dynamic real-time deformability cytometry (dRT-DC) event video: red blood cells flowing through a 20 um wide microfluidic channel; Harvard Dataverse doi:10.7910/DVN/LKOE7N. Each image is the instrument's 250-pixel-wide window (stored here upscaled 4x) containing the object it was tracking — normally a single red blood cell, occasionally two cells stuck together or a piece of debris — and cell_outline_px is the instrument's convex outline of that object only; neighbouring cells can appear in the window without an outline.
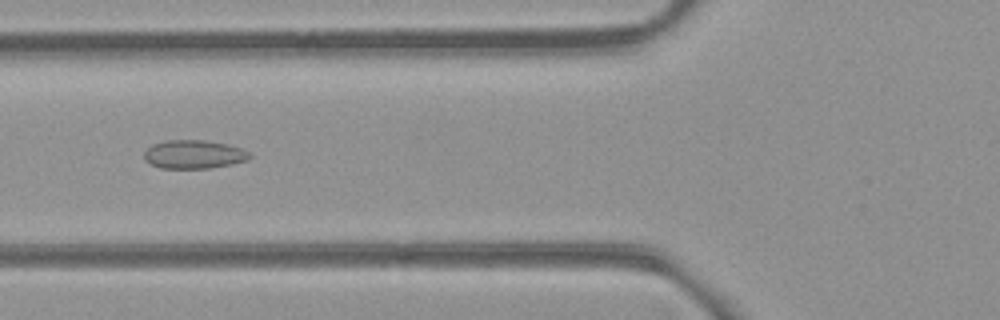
{"species": "common noctule bat (a hibernating species)", "species_latin": "Nyctalus noctula", "temperature_condition": "room temperature", "stored_images_in_passage": 5, "camera_frame_rate_fps": 3000, "um_per_image_px": 0.085, "animal": {"sex": "female", "body_mass_g": 21.9}, "frame": {"image": 1, "passage_image": 5, "time_ms": 5.333, "image_size_px": [1000, 320], "cell_outline_px": [[252, 156], [248, 160], [232, 164], [208, 168], [160, 168], [144, 160], [144, 152], [152, 144], [164, 140], [204, 140], [228, 144], [240, 148], [248, 152]], "centroid_in_image_um": [16.47, 13.11], "position_along_channel_um": 109.3, "area_um2": 17.57}}